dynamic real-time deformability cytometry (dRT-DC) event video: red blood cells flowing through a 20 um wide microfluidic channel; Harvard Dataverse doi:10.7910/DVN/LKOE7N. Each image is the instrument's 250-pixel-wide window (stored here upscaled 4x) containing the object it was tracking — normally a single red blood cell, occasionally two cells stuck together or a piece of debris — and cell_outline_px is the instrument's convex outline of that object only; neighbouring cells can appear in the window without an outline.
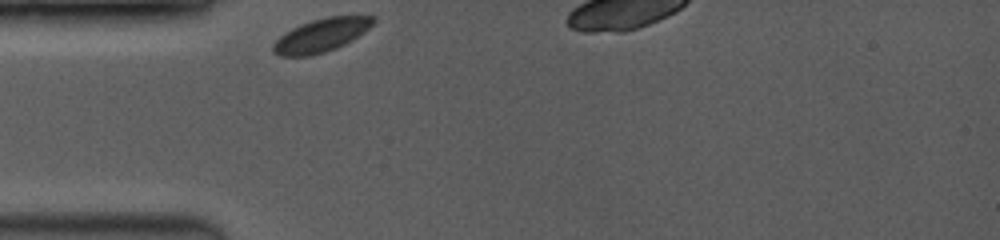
{"species": "common noctule bat (a hibernating species)", "species_latin": "Nyctalus noctula", "temperature_condition": "room temperature", "stored_images_in_passage": 2, "segment_of_instrument_passage": [1, 2], "camera_frame_rate_fps": 3500, "um_per_image_px": 0.085, "animal": {"sex": "female", "body_mass_g": 19.0, "forearm_length_mm": 53.3}, "frame": {"image": 1, "passage_image": 1, "time_ms": 0.0, "image_size_px": [1000, 240], "cell_outline_px": [[376, 20], [364, 32], [352, 40], [336, 48], [312, 56], [280, 56], [272, 52], [272, 44], [284, 32], [300, 24], [312, 20], [328, 16], [376, 16]], "centroid_in_image_um": [27.27, 3.0], "position_along_channel_um": 57.7, "area_um2": 19.48}}